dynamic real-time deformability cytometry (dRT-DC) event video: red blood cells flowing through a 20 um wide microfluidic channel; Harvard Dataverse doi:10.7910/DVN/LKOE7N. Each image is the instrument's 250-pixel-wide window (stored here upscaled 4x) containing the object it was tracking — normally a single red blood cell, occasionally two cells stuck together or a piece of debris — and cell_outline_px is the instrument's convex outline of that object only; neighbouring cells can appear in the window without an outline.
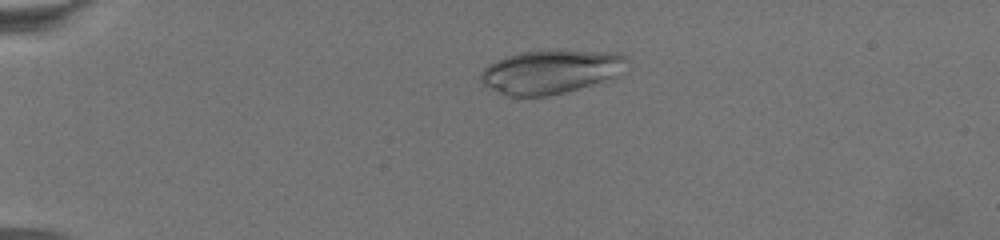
{"species": "common noctule bat (a hibernating species)", "species_latin": "Nyctalus noctula", "temperature_condition": "warm", "stored_images_in_passage": 73, "camera_frame_rate_fps": 3000, "um_per_image_px": 0.085, "animal": {"sex": "female", "body_mass_g": 19.5, "forearm_length_mm": 54.1}, "frame": {"image": 1, "passage_image": 18, "time_ms": 5.667, "image_size_px": [1000, 240], "cell_outline_px": [[628, 60], [616, 76], [612, 80], [548, 96], [508, 96], [484, 84], [480, 80], [480, 72], [488, 64], [504, 56], [520, 52], [620, 52], [628, 56]], "centroid_in_image_um": [46.82, 6.12], "position_along_channel_um": 38.2, "area_um2": 36.76}}
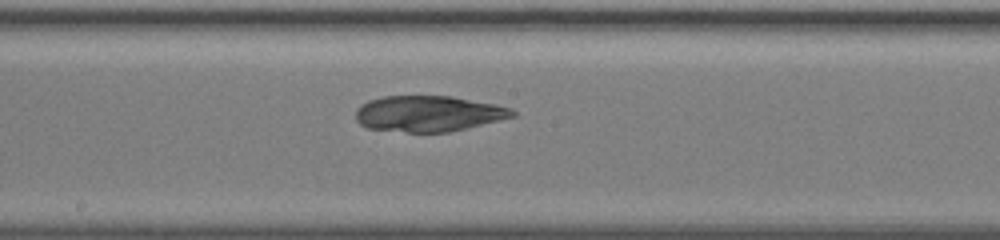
{"frame": {"image": 2, "passage_image": 42, "time_ms": 13.667, "image_size_px": [1000, 240], "cell_outline_px": [[516, 116], [468, 128], [448, 132], [408, 132], [368, 128], [360, 124], [356, 120], [356, 108], [360, 104], [368, 100], [384, 96], [452, 96], [496, 104], [512, 108], [516, 112]], "centroid_in_image_um": [36.43, 9.65], "position_along_channel_um": 211.8, "area_um2": 32.95}}
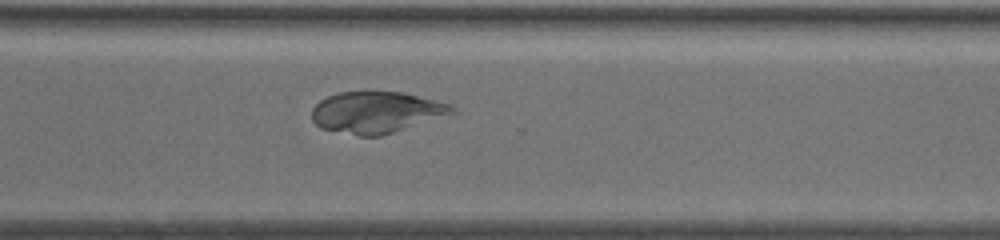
{"frame": {"image": 3, "passage_image": 55, "time_ms": 18.0, "image_size_px": [1000, 240], "cell_outline_px": [[456, 112], [380, 136], [360, 136], [320, 128], [312, 120], [312, 108], [320, 100], [336, 92], [404, 92], [452, 104], [456, 108]], "centroid_in_image_um": [31.98, 9.53], "position_along_channel_um": 338.6, "area_um2": 33.7}}